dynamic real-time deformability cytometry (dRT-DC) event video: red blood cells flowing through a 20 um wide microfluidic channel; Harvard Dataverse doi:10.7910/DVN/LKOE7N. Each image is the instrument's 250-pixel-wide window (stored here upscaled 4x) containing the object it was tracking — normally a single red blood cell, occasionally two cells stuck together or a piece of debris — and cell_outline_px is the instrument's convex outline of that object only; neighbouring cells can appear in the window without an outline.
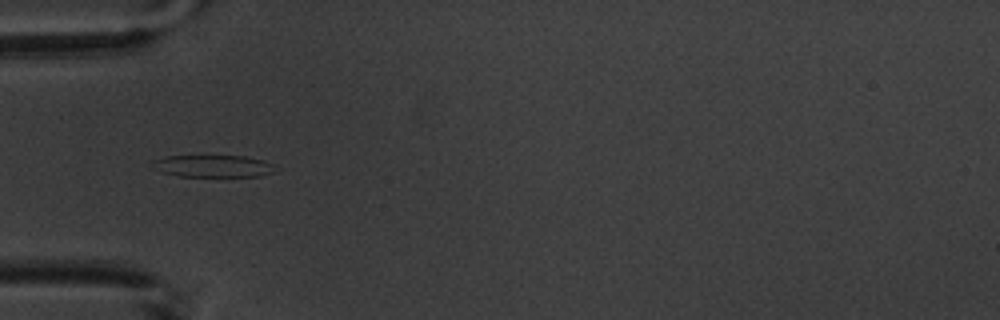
{"species": "common noctule bat (a hibernating species)", "species_latin": "Nyctalus noctula", "temperature_condition": "warm", "stored_images_in_passage": 10, "camera_frame_rate_fps": 3000, "um_per_image_px": 0.085, "animal": {"sex": "male", "body_mass_g": 20.1, "forearm_length_mm": 53.5}, "frame": {"image": 1, "passage_image": 4, "time_ms": 4.0, "image_size_px": [1000, 320], "cell_outline_px": [[272, 172], [260, 176], [180, 176], [164, 172], [152, 168], [148, 164], [152, 160], [164, 156], [244, 156], [264, 160], [272, 164]], "centroid_in_image_um": [18.01, 14.11], "position_along_channel_um": 67.0, "area_um2": 15.72}}
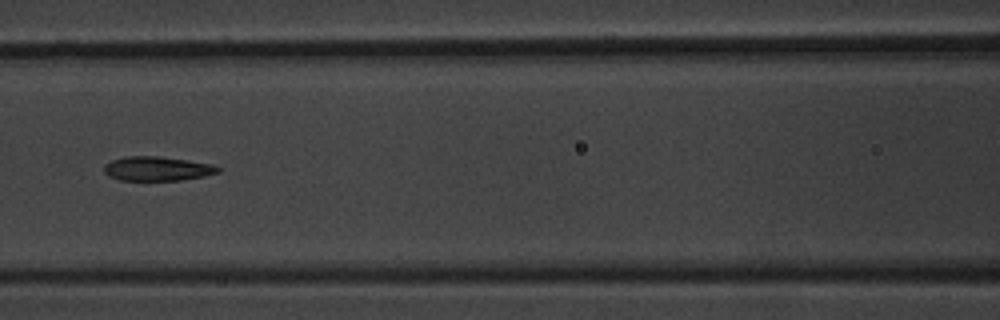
{"frame": {"image": 2, "passage_image": 6, "time_ms": 6.333, "image_size_px": [1000, 320], "cell_outline_px": [[220, 172], [204, 176], [180, 180], [120, 180], [108, 176], [104, 172], [104, 164], [112, 160], [124, 156], [156, 156], [188, 160], [212, 164], [220, 168]], "centroid_in_image_um": [13.34, 14.33], "position_along_channel_um": 153.3, "area_um2": 16.13}}
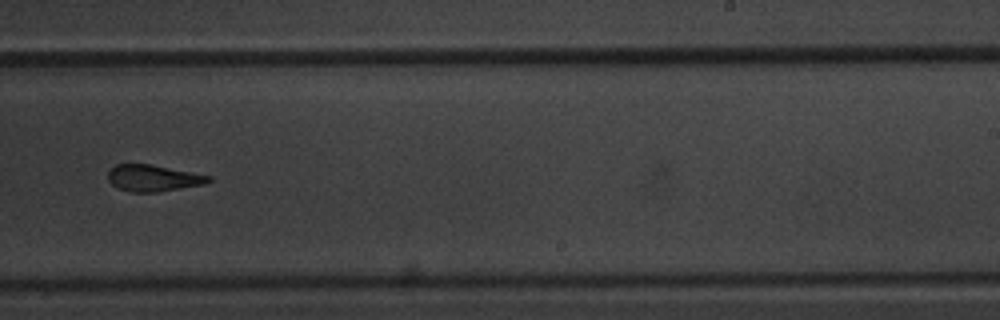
{"frame": {"image": 3, "passage_image": 9, "time_ms": 9.667, "image_size_px": [1000, 320], "cell_outline_px": [[212, 180], [204, 184], [156, 192], [132, 192], [120, 188], [112, 184], [108, 180], [108, 172], [116, 164], [152, 164], [212, 176]], "centroid_in_image_um": [13.04, 15.13], "position_along_channel_um": 276.0, "area_um2": 15.43}}